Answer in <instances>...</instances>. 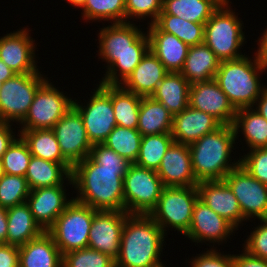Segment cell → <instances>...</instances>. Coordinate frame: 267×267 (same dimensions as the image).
Wrapping results in <instances>:
<instances>
[{"label": "cell", "mask_w": 267, "mask_h": 267, "mask_svg": "<svg viewBox=\"0 0 267 267\" xmlns=\"http://www.w3.org/2000/svg\"><path fill=\"white\" fill-rule=\"evenodd\" d=\"M130 162L103 143H95L89 156L72 167L75 201L95 210L125 211L123 178Z\"/></svg>", "instance_id": "1"}, {"label": "cell", "mask_w": 267, "mask_h": 267, "mask_svg": "<svg viewBox=\"0 0 267 267\" xmlns=\"http://www.w3.org/2000/svg\"><path fill=\"white\" fill-rule=\"evenodd\" d=\"M98 35V55L107 63L99 83L121 85L149 50L148 34L131 21L103 26Z\"/></svg>", "instance_id": "2"}, {"label": "cell", "mask_w": 267, "mask_h": 267, "mask_svg": "<svg viewBox=\"0 0 267 267\" xmlns=\"http://www.w3.org/2000/svg\"><path fill=\"white\" fill-rule=\"evenodd\" d=\"M165 236L149 214H129L115 267H165L160 259Z\"/></svg>", "instance_id": "3"}, {"label": "cell", "mask_w": 267, "mask_h": 267, "mask_svg": "<svg viewBox=\"0 0 267 267\" xmlns=\"http://www.w3.org/2000/svg\"><path fill=\"white\" fill-rule=\"evenodd\" d=\"M237 139L233 125H221L189 145L192 170L198 181L223 180L240 165V159L231 162Z\"/></svg>", "instance_id": "4"}, {"label": "cell", "mask_w": 267, "mask_h": 267, "mask_svg": "<svg viewBox=\"0 0 267 267\" xmlns=\"http://www.w3.org/2000/svg\"><path fill=\"white\" fill-rule=\"evenodd\" d=\"M220 61L215 81L236 110L253 107L266 88L260 74L267 70L257 57Z\"/></svg>", "instance_id": "5"}, {"label": "cell", "mask_w": 267, "mask_h": 267, "mask_svg": "<svg viewBox=\"0 0 267 267\" xmlns=\"http://www.w3.org/2000/svg\"><path fill=\"white\" fill-rule=\"evenodd\" d=\"M229 1L225 0L220 5L204 27V43L220 61L235 60L244 56L239 50L245 41L243 22L235 15Z\"/></svg>", "instance_id": "6"}, {"label": "cell", "mask_w": 267, "mask_h": 267, "mask_svg": "<svg viewBox=\"0 0 267 267\" xmlns=\"http://www.w3.org/2000/svg\"><path fill=\"white\" fill-rule=\"evenodd\" d=\"M198 198L197 186L164 187L157 206L149 215L165 234L169 227L185 235L190 227L194 204Z\"/></svg>", "instance_id": "7"}, {"label": "cell", "mask_w": 267, "mask_h": 267, "mask_svg": "<svg viewBox=\"0 0 267 267\" xmlns=\"http://www.w3.org/2000/svg\"><path fill=\"white\" fill-rule=\"evenodd\" d=\"M96 211L73 199L57 217L47 232L55 241L62 255L88 247L89 231Z\"/></svg>", "instance_id": "8"}, {"label": "cell", "mask_w": 267, "mask_h": 267, "mask_svg": "<svg viewBox=\"0 0 267 267\" xmlns=\"http://www.w3.org/2000/svg\"><path fill=\"white\" fill-rule=\"evenodd\" d=\"M123 188L128 214H150L164 186L156 170L131 163L123 178Z\"/></svg>", "instance_id": "9"}, {"label": "cell", "mask_w": 267, "mask_h": 267, "mask_svg": "<svg viewBox=\"0 0 267 267\" xmlns=\"http://www.w3.org/2000/svg\"><path fill=\"white\" fill-rule=\"evenodd\" d=\"M40 71L15 74L0 89V121L19 124L26 117L38 88L47 80ZM12 121V122H11Z\"/></svg>", "instance_id": "10"}, {"label": "cell", "mask_w": 267, "mask_h": 267, "mask_svg": "<svg viewBox=\"0 0 267 267\" xmlns=\"http://www.w3.org/2000/svg\"><path fill=\"white\" fill-rule=\"evenodd\" d=\"M49 81L38 88L20 130L52 129L73 106L74 100Z\"/></svg>", "instance_id": "11"}, {"label": "cell", "mask_w": 267, "mask_h": 267, "mask_svg": "<svg viewBox=\"0 0 267 267\" xmlns=\"http://www.w3.org/2000/svg\"><path fill=\"white\" fill-rule=\"evenodd\" d=\"M94 94L85 104L73 101V107L80 113L89 141L103 143L117 125L111 100V85L97 84Z\"/></svg>", "instance_id": "12"}, {"label": "cell", "mask_w": 267, "mask_h": 267, "mask_svg": "<svg viewBox=\"0 0 267 267\" xmlns=\"http://www.w3.org/2000/svg\"><path fill=\"white\" fill-rule=\"evenodd\" d=\"M236 196L240 210L246 220L267 219V186L252 177L239 165L223 179Z\"/></svg>", "instance_id": "13"}, {"label": "cell", "mask_w": 267, "mask_h": 267, "mask_svg": "<svg viewBox=\"0 0 267 267\" xmlns=\"http://www.w3.org/2000/svg\"><path fill=\"white\" fill-rule=\"evenodd\" d=\"M52 131L63 157L72 166L89 156L93 144L89 141L80 113L73 106L54 125Z\"/></svg>", "instance_id": "14"}, {"label": "cell", "mask_w": 267, "mask_h": 267, "mask_svg": "<svg viewBox=\"0 0 267 267\" xmlns=\"http://www.w3.org/2000/svg\"><path fill=\"white\" fill-rule=\"evenodd\" d=\"M126 211L97 210L89 231L88 247L116 260L120 253L121 235Z\"/></svg>", "instance_id": "15"}, {"label": "cell", "mask_w": 267, "mask_h": 267, "mask_svg": "<svg viewBox=\"0 0 267 267\" xmlns=\"http://www.w3.org/2000/svg\"><path fill=\"white\" fill-rule=\"evenodd\" d=\"M189 106L212 115L222 125H233L237 112L215 79L190 85Z\"/></svg>", "instance_id": "16"}, {"label": "cell", "mask_w": 267, "mask_h": 267, "mask_svg": "<svg viewBox=\"0 0 267 267\" xmlns=\"http://www.w3.org/2000/svg\"><path fill=\"white\" fill-rule=\"evenodd\" d=\"M235 230L237 229L230 222L198 198L194 204L190 227L184 236L193 243L207 241L220 245L219 243L226 241Z\"/></svg>", "instance_id": "17"}, {"label": "cell", "mask_w": 267, "mask_h": 267, "mask_svg": "<svg viewBox=\"0 0 267 267\" xmlns=\"http://www.w3.org/2000/svg\"><path fill=\"white\" fill-rule=\"evenodd\" d=\"M28 28L0 37V59L16 74L38 72L35 45Z\"/></svg>", "instance_id": "18"}, {"label": "cell", "mask_w": 267, "mask_h": 267, "mask_svg": "<svg viewBox=\"0 0 267 267\" xmlns=\"http://www.w3.org/2000/svg\"><path fill=\"white\" fill-rule=\"evenodd\" d=\"M164 187L197 186L191 162L189 145L173 142L162 158L156 171Z\"/></svg>", "instance_id": "19"}, {"label": "cell", "mask_w": 267, "mask_h": 267, "mask_svg": "<svg viewBox=\"0 0 267 267\" xmlns=\"http://www.w3.org/2000/svg\"><path fill=\"white\" fill-rule=\"evenodd\" d=\"M64 185L41 187L30 191L26 203L29 205L32 216L40 227L47 231L57 217L72 202L68 200ZM68 200V201H67Z\"/></svg>", "instance_id": "20"}, {"label": "cell", "mask_w": 267, "mask_h": 267, "mask_svg": "<svg viewBox=\"0 0 267 267\" xmlns=\"http://www.w3.org/2000/svg\"><path fill=\"white\" fill-rule=\"evenodd\" d=\"M197 189L199 199L237 230L239 224L247 221L242 215L236 196L223 180L199 181Z\"/></svg>", "instance_id": "21"}, {"label": "cell", "mask_w": 267, "mask_h": 267, "mask_svg": "<svg viewBox=\"0 0 267 267\" xmlns=\"http://www.w3.org/2000/svg\"><path fill=\"white\" fill-rule=\"evenodd\" d=\"M221 125L212 115L188 106L173 116L171 135L174 142L190 145Z\"/></svg>", "instance_id": "22"}, {"label": "cell", "mask_w": 267, "mask_h": 267, "mask_svg": "<svg viewBox=\"0 0 267 267\" xmlns=\"http://www.w3.org/2000/svg\"><path fill=\"white\" fill-rule=\"evenodd\" d=\"M149 50H151L171 73H180L187 57L189 46L175 35L163 32L155 23L148 24Z\"/></svg>", "instance_id": "23"}, {"label": "cell", "mask_w": 267, "mask_h": 267, "mask_svg": "<svg viewBox=\"0 0 267 267\" xmlns=\"http://www.w3.org/2000/svg\"><path fill=\"white\" fill-rule=\"evenodd\" d=\"M168 73L157 56L148 50L121 86L141 97H151Z\"/></svg>", "instance_id": "24"}, {"label": "cell", "mask_w": 267, "mask_h": 267, "mask_svg": "<svg viewBox=\"0 0 267 267\" xmlns=\"http://www.w3.org/2000/svg\"><path fill=\"white\" fill-rule=\"evenodd\" d=\"M19 267H62V254L47 231L19 247Z\"/></svg>", "instance_id": "25"}, {"label": "cell", "mask_w": 267, "mask_h": 267, "mask_svg": "<svg viewBox=\"0 0 267 267\" xmlns=\"http://www.w3.org/2000/svg\"><path fill=\"white\" fill-rule=\"evenodd\" d=\"M220 60L203 42L189 46L187 57L180 74L190 85L215 78Z\"/></svg>", "instance_id": "26"}, {"label": "cell", "mask_w": 267, "mask_h": 267, "mask_svg": "<svg viewBox=\"0 0 267 267\" xmlns=\"http://www.w3.org/2000/svg\"><path fill=\"white\" fill-rule=\"evenodd\" d=\"M6 211V244L20 247L44 232L40 225L35 221L30 207L26 202L9 207Z\"/></svg>", "instance_id": "27"}, {"label": "cell", "mask_w": 267, "mask_h": 267, "mask_svg": "<svg viewBox=\"0 0 267 267\" xmlns=\"http://www.w3.org/2000/svg\"><path fill=\"white\" fill-rule=\"evenodd\" d=\"M72 167L71 164L55 163L32 156L25 178L31 190L63 185L64 180H68L71 185L73 184L71 178Z\"/></svg>", "instance_id": "28"}, {"label": "cell", "mask_w": 267, "mask_h": 267, "mask_svg": "<svg viewBox=\"0 0 267 267\" xmlns=\"http://www.w3.org/2000/svg\"><path fill=\"white\" fill-rule=\"evenodd\" d=\"M189 89L190 83L180 73L169 72L151 97L174 116L189 106Z\"/></svg>", "instance_id": "29"}, {"label": "cell", "mask_w": 267, "mask_h": 267, "mask_svg": "<svg viewBox=\"0 0 267 267\" xmlns=\"http://www.w3.org/2000/svg\"><path fill=\"white\" fill-rule=\"evenodd\" d=\"M173 115L152 97H142L137 130L142 136L171 133Z\"/></svg>", "instance_id": "30"}, {"label": "cell", "mask_w": 267, "mask_h": 267, "mask_svg": "<svg viewBox=\"0 0 267 267\" xmlns=\"http://www.w3.org/2000/svg\"><path fill=\"white\" fill-rule=\"evenodd\" d=\"M233 128L236 138L242 132L250 150L267 147V120L254 107L237 110Z\"/></svg>", "instance_id": "31"}, {"label": "cell", "mask_w": 267, "mask_h": 267, "mask_svg": "<svg viewBox=\"0 0 267 267\" xmlns=\"http://www.w3.org/2000/svg\"><path fill=\"white\" fill-rule=\"evenodd\" d=\"M224 1L163 0L160 14H171L194 23H206Z\"/></svg>", "instance_id": "32"}, {"label": "cell", "mask_w": 267, "mask_h": 267, "mask_svg": "<svg viewBox=\"0 0 267 267\" xmlns=\"http://www.w3.org/2000/svg\"><path fill=\"white\" fill-rule=\"evenodd\" d=\"M32 156L60 164H70L60 150L52 129L19 130Z\"/></svg>", "instance_id": "33"}, {"label": "cell", "mask_w": 267, "mask_h": 267, "mask_svg": "<svg viewBox=\"0 0 267 267\" xmlns=\"http://www.w3.org/2000/svg\"><path fill=\"white\" fill-rule=\"evenodd\" d=\"M142 97L121 85H111V100L118 126L137 129Z\"/></svg>", "instance_id": "34"}, {"label": "cell", "mask_w": 267, "mask_h": 267, "mask_svg": "<svg viewBox=\"0 0 267 267\" xmlns=\"http://www.w3.org/2000/svg\"><path fill=\"white\" fill-rule=\"evenodd\" d=\"M155 24L163 32L175 35L188 46L204 42L205 23H194L171 14H160Z\"/></svg>", "instance_id": "35"}, {"label": "cell", "mask_w": 267, "mask_h": 267, "mask_svg": "<svg viewBox=\"0 0 267 267\" xmlns=\"http://www.w3.org/2000/svg\"><path fill=\"white\" fill-rule=\"evenodd\" d=\"M173 142L171 133L142 136L140 152L135 164L157 171L163 156Z\"/></svg>", "instance_id": "36"}, {"label": "cell", "mask_w": 267, "mask_h": 267, "mask_svg": "<svg viewBox=\"0 0 267 267\" xmlns=\"http://www.w3.org/2000/svg\"><path fill=\"white\" fill-rule=\"evenodd\" d=\"M141 139L142 135L137 129L116 125L103 144L130 163H135L140 152Z\"/></svg>", "instance_id": "37"}, {"label": "cell", "mask_w": 267, "mask_h": 267, "mask_svg": "<svg viewBox=\"0 0 267 267\" xmlns=\"http://www.w3.org/2000/svg\"><path fill=\"white\" fill-rule=\"evenodd\" d=\"M82 10V19L88 22L89 20L126 22L125 0H86Z\"/></svg>", "instance_id": "38"}, {"label": "cell", "mask_w": 267, "mask_h": 267, "mask_svg": "<svg viewBox=\"0 0 267 267\" xmlns=\"http://www.w3.org/2000/svg\"><path fill=\"white\" fill-rule=\"evenodd\" d=\"M30 191L25 176L4 174L0 178V207L7 209L25 203Z\"/></svg>", "instance_id": "39"}, {"label": "cell", "mask_w": 267, "mask_h": 267, "mask_svg": "<svg viewBox=\"0 0 267 267\" xmlns=\"http://www.w3.org/2000/svg\"><path fill=\"white\" fill-rule=\"evenodd\" d=\"M9 145L7 151L2 155V166L4 174L25 176L31 160V153L23 138L17 135Z\"/></svg>", "instance_id": "40"}, {"label": "cell", "mask_w": 267, "mask_h": 267, "mask_svg": "<svg viewBox=\"0 0 267 267\" xmlns=\"http://www.w3.org/2000/svg\"><path fill=\"white\" fill-rule=\"evenodd\" d=\"M62 267H115V260L87 247L63 254Z\"/></svg>", "instance_id": "41"}, {"label": "cell", "mask_w": 267, "mask_h": 267, "mask_svg": "<svg viewBox=\"0 0 267 267\" xmlns=\"http://www.w3.org/2000/svg\"><path fill=\"white\" fill-rule=\"evenodd\" d=\"M162 3L163 0H125L126 22L132 18L146 20L151 17L149 24H154L162 12Z\"/></svg>", "instance_id": "42"}, {"label": "cell", "mask_w": 267, "mask_h": 267, "mask_svg": "<svg viewBox=\"0 0 267 267\" xmlns=\"http://www.w3.org/2000/svg\"><path fill=\"white\" fill-rule=\"evenodd\" d=\"M240 165L247 172L267 186V147L251 149L247 154L241 156Z\"/></svg>", "instance_id": "43"}, {"label": "cell", "mask_w": 267, "mask_h": 267, "mask_svg": "<svg viewBox=\"0 0 267 267\" xmlns=\"http://www.w3.org/2000/svg\"><path fill=\"white\" fill-rule=\"evenodd\" d=\"M259 226L254 227L244 241L243 249L249 254L267 260V219H260Z\"/></svg>", "instance_id": "44"}, {"label": "cell", "mask_w": 267, "mask_h": 267, "mask_svg": "<svg viewBox=\"0 0 267 267\" xmlns=\"http://www.w3.org/2000/svg\"><path fill=\"white\" fill-rule=\"evenodd\" d=\"M214 248L208 249L206 252L197 254L195 258L190 260L192 267H234V254H221Z\"/></svg>", "instance_id": "45"}, {"label": "cell", "mask_w": 267, "mask_h": 267, "mask_svg": "<svg viewBox=\"0 0 267 267\" xmlns=\"http://www.w3.org/2000/svg\"><path fill=\"white\" fill-rule=\"evenodd\" d=\"M0 267H19V247L0 243Z\"/></svg>", "instance_id": "46"}, {"label": "cell", "mask_w": 267, "mask_h": 267, "mask_svg": "<svg viewBox=\"0 0 267 267\" xmlns=\"http://www.w3.org/2000/svg\"><path fill=\"white\" fill-rule=\"evenodd\" d=\"M234 267H267V260L253 256L243 249V253L234 255Z\"/></svg>", "instance_id": "47"}, {"label": "cell", "mask_w": 267, "mask_h": 267, "mask_svg": "<svg viewBox=\"0 0 267 267\" xmlns=\"http://www.w3.org/2000/svg\"><path fill=\"white\" fill-rule=\"evenodd\" d=\"M13 123H7L0 121V159L2 155L7 151L9 145L14 141L15 133L12 129Z\"/></svg>", "instance_id": "48"}, {"label": "cell", "mask_w": 267, "mask_h": 267, "mask_svg": "<svg viewBox=\"0 0 267 267\" xmlns=\"http://www.w3.org/2000/svg\"><path fill=\"white\" fill-rule=\"evenodd\" d=\"M258 42V50L255 55L257 59L267 67V28L264 30L262 37H260Z\"/></svg>", "instance_id": "49"}, {"label": "cell", "mask_w": 267, "mask_h": 267, "mask_svg": "<svg viewBox=\"0 0 267 267\" xmlns=\"http://www.w3.org/2000/svg\"><path fill=\"white\" fill-rule=\"evenodd\" d=\"M253 107H255L256 111L267 120V86L256 100V104Z\"/></svg>", "instance_id": "50"}, {"label": "cell", "mask_w": 267, "mask_h": 267, "mask_svg": "<svg viewBox=\"0 0 267 267\" xmlns=\"http://www.w3.org/2000/svg\"><path fill=\"white\" fill-rule=\"evenodd\" d=\"M7 237V211L0 207V243L6 244Z\"/></svg>", "instance_id": "51"}, {"label": "cell", "mask_w": 267, "mask_h": 267, "mask_svg": "<svg viewBox=\"0 0 267 267\" xmlns=\"http://www.w3.org/2000/svg\"><path fill=\"white\" fill-rule=\"evenodd\" d=\"M16 73H14L1 59H0V82L4 83L5 81L12 78Z\"/></svg>", "instance_id": "52"}, {"label": "cell", "mask_w": 267, "mask_h": 267, "mask_svg": "<svg viewBox=\"0 0 267 267\" xmlns=\"http://www.w3.org/2000/svg\"><path fill=\"white\" fill-rule=\"evenodd\" d=\"M70 5L77 8H82L86 2V0H66Z\"/></svg>", "instance_id": "53"}, {"label": "cell", "mask_w": 267, "mask_h": 267, "mask_svg": "<svg viewBox=\"0 0 267 267\" xmlns=\"http://www.w3.org/2000/svg\"><path fill=\"white\" fill-rule=\"evenodd\" d=\"M4 175V170L2 166V160L0 159V178Z\"/></svg>", "instance_id": "54"}]
</instances>
